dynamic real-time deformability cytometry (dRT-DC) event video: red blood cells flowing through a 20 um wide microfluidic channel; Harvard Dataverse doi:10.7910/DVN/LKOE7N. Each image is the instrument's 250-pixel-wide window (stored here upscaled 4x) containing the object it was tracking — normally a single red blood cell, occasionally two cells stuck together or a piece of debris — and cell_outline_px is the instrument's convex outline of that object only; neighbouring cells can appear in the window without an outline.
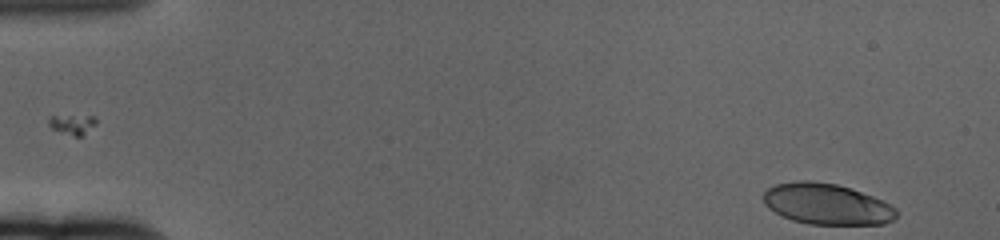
{"species": "human", "species_latin": "Homo sapiens", "temperature_condition": "cold", "stored_images_in_passage": 58, "camera_frame_rate_fps": 3000, "um_per_image_px": 0.085, "donor": {"sex": "female"}, "frame": {"image": 1, "passage_image": 1, "time_ms": 0.0, "image_size_px": [1000, 240], "cell_outline_px": [[896, 216], [892, 220], [884, 224], [808, 224], [792, 220], [768, 208], [764, 204], [764, 192], [768, 188], [776, 184], [800, 180], [808, 180], [836, 184], [852, 188], [884, 200], [896, 208]], "centroid_in_image_um": [70.29, 17.34], "position_along_channel_um": 14.7, "area_um2": 31.79}}
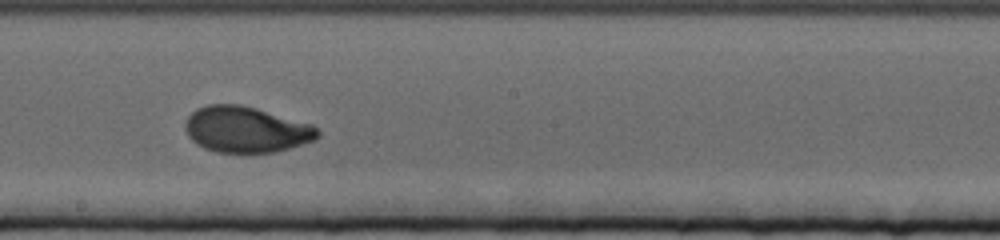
{"frame": {"image": 2, "passage_image": 32, "time_ms": 10.333, "image_size_px": [1000, 240], "cell_outline_px": [[320, 136], [316, 140], [276, 152], [216, 152], [204, 148], [196, 144], [188, 136], [184, 128], [184, 124], [188, 116], [196, 108], [208, 104], [240, 104], [256, 108], [312, 124], [320, 132]], "centroid_in_image_um": [20.91, 11.0], "position_along_channel_um": 227.3, "area_um2": 35.66}}
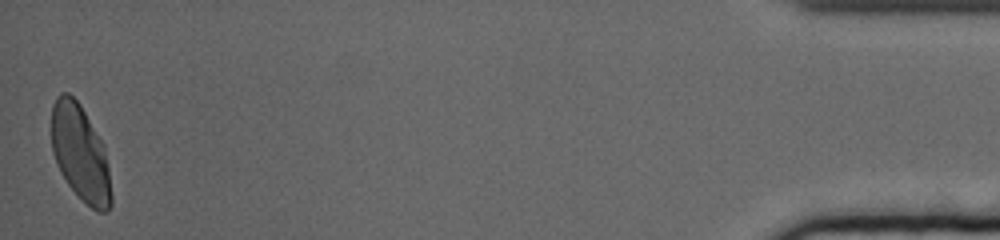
{"frame": {"image": 3, "passage_image": 58, "time_ms": 19.0, "image_size_px": [1000, 240], "cell_outline_px": [[112, 204], [108, 212], [96, 212], [68, 184], [60, 172], [56, 164], [52, 152], [52, 104], [56, 96], [60, 92], [68, 92], [80, 104], [100, 140], [104, 148], [108, 168], [112, 196]], "centroid_in_image_um": [6.81, 13.02], "position_along_channel_um": 428.4, "area_um2": 33.12}, "authors_computed_cell_mechanics": {"area_um2": 34.3332, "velocity_mm_per_s": 3.303, "shape_relaxation_time_tau1_ms": 3.9809, "shape_relaxation_time_tau2_ms": null, "deformation_change_tau1": 0.1738, "deformation_change_tau2": null}}